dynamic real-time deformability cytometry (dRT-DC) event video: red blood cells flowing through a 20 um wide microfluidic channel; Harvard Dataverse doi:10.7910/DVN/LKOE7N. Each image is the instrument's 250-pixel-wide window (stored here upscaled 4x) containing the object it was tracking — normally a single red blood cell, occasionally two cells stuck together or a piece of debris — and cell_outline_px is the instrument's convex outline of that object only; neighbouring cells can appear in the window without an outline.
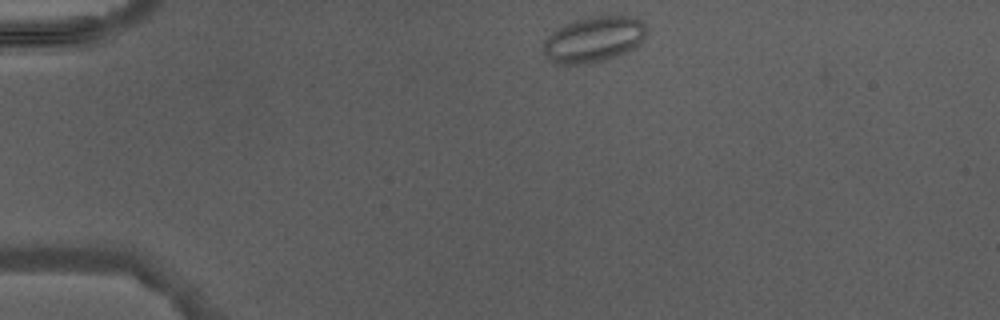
{"species": "Egyptian fruit bat (a non-hibernating species)", "species_latin": "Rousettus aegyptiacus", "temperature_condition": "warm", "stored_images_in_passage": 2, "camera_frame_rate_fps": 3000, "um_per_image_px": 0.085, "animal": {"sex": "male"}, "frame": {"image": 1, "passage_image": 1, "time_ms": 0.0, "image_size_px": [1000, 320], "cell_outline_px": [[644, 36], [640, 44], [636, 48], [616, 56], [604, 60], [588, 64], [556, 64], [544, 52], [544, 40], [556, 28], [576, 20], [588, 16], [632, 16], [640, 20], [644, 24]], "centroid_in_image_um": [50.47, 3.35], "position_along_channel_um": 34.5, "area_um2": 27.28}}